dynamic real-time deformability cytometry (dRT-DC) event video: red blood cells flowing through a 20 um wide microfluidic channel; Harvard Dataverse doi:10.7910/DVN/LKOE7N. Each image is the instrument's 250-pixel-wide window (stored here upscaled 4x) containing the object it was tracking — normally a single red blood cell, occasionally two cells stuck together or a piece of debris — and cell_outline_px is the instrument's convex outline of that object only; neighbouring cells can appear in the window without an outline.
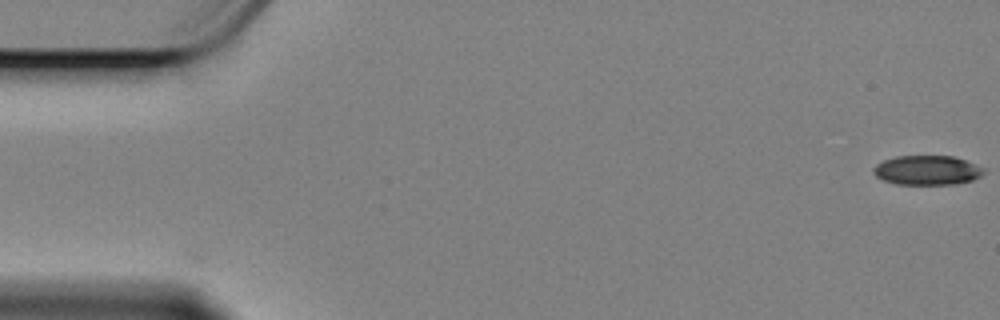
{"species": "Egyptian fruit bat (a non-hibernating species)", "species_latin": "Rousettus aegyptiacus", "temperature_condition": "cold", "stored_images_in_passage": 59, "camera_frame_rate_fps": 3000, "um_per_image_px": 0.085, "animal": {"sex": "female"}, "frame": {"image": 1, "passage_image": 1, "time_ms": 0.0, "image_size_px": [1000, 320], "cell_outline_px": [[984, 172], [980, 176], [972, 180], [952, 184], [896, 184], [884, 180], [876, 176], [872, 172], [872, 168], [876, 164], [884, 160], [896, 156], [952, 156], [964, 160], [984, 168]], "centroid_in_image_um": [78.77, 14.47], "position_along_channel_um": 6.2, "area_um2": 18.79}}
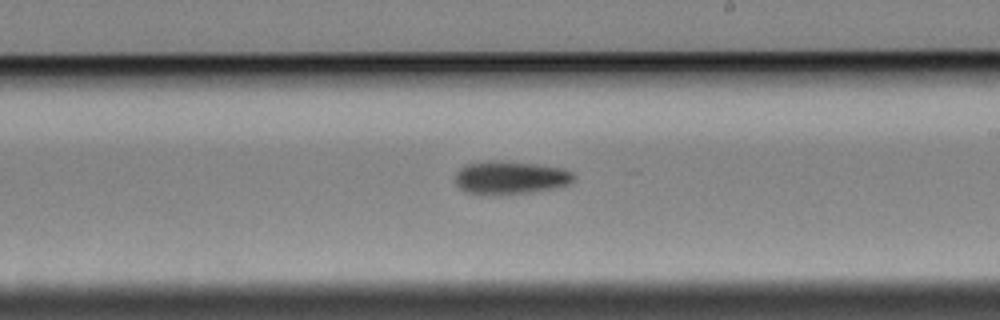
{"frame": {"image": 2, "passage_image": 34, "time_ms": 11.0, "image_size_px": [1000, 320], "cell_outline_px": [[576, 180], [572, 184], [564, 188], [536, 192], [500, 196], [484, 196], [464, 192], [456, 184], [456, 172], [464, 164], [492, 160], [532, 164], [564, 168], [572, 172], [576, 176]], "centroid_in_image_um": [43.43, 15.15], "position_along_channel_um": 245.6, "area_um2": 23.93}}
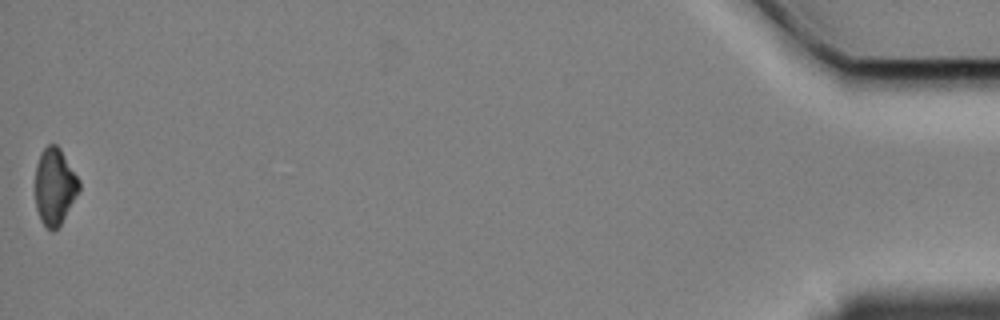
{"frame": {"image": 3, "passage_image": 59, "time_ms": 19.333, "image_size_px": [1000, 320], "cell_outline_px": [[80, 188], [60, 224], [52, 232], [40, 220], [36, 208], [36, 164], [40, 152], [48, 144], [56, 144], [60, 148], [80, 180]], "centroid_in_image_um": [4.64, 15.81], "position_along_channel_um": 430.6, "area_um2": 19.36}, "authors_computed_cell_mechanics": {"area_um2": 21.2704, "velocity_mm_per_s": 3.3933, "shape_relaxation_time_tau1_ms": 4.5658, "shape_relaxation_time_tau2_ms": null, "deformation_change_tau1": 0.109, "deformation_change_tau2": null}}